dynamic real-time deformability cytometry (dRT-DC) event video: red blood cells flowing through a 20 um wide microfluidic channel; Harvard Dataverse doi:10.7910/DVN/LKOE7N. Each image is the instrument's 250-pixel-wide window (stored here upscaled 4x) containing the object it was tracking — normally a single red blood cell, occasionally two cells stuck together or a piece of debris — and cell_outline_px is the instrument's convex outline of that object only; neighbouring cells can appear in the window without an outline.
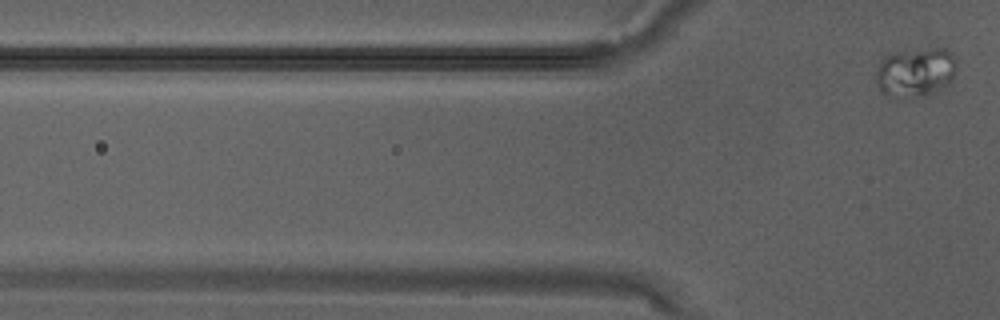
{"species": "Egyptian fruit bat (a non-hibernating species)", "species_latin": "Rousettus aegyptiacus", "temperature_condition": "warm", "stored_images_in_passage": 4, "camera_frame_rate_fps": 3000, "um_per_image_px": 0.085, "animal": {"sex": "male"}, "frame": {"image": 1, "passage_image": 4, "time_ms": 1.0, "image_size_px": [1000, 320], "cell_outline_px": [[956, 68], [952, 76], [944, 84], [928, 92], [888, 96], [876, 84], [876, 76], [880, 64], [888, 56], [932, 48], [944, 48], [956, 60]], "centroid_in_image_um": [77.81, 6.09], "position_along_channel_um": 48.0, "area_um2": 20.98}}